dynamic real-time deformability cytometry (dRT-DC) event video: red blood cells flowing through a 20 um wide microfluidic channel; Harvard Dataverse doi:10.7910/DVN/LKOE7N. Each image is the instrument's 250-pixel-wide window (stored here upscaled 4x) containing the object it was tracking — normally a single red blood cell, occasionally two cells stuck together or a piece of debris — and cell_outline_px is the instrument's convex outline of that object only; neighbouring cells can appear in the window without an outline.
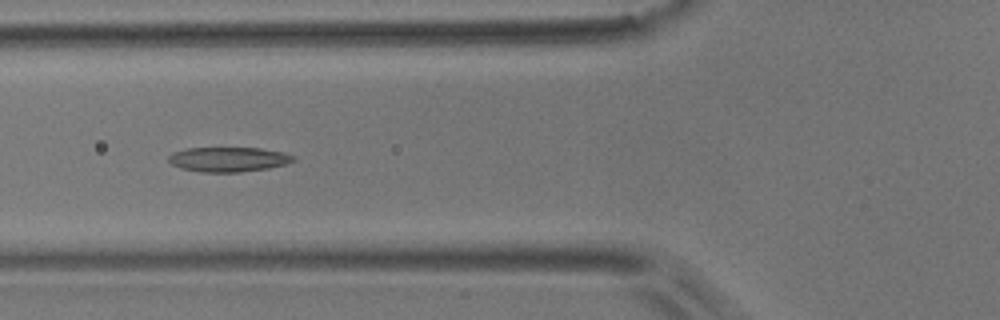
{"species": "common noctule bat (a hibernating species)", "species_latin": "Nyctalus noctula", "temperature_condition": "room temperature", "stored_images_in_passage": 14, "camera_frame_rate_fps": 3000, "um_per_image_px": 0.085, "animal": {"sex": "male", "body_mass_g": 17.9}, "frame": {"image": 1, "passage_image": 5, "time_ms": 5.667, "image_size_px": [1000, 320], "cell_outline_px": [[296, 160], [284, 164], [268, 168], [240, 172], [200, 172], [180, 168], [172, 164], [168, 160], [168, 156], [172, 152], [188, 148], [260, 148], [284, 152], [296, 156]], "centroid_in_image_um": [19.42, 13.54], "position_along_channel_um": 106.4, "area_um2": 18.03}}
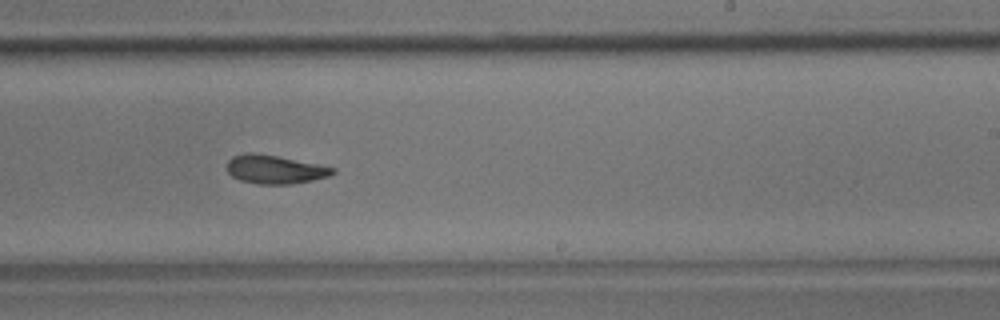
{"frame": {"image": 2, "passage_image": 9, "time_ms": 10.0, "image_size_px": [1000, 320], "cell_outline_px": [[336, 172], [328, 176], [312, 180], [292, 184], [256, 184], [240, 180], [232, 176], [228, 172], [228, 160], [232, 156], [248, 152], [252, 152], [276, 156], [320, 164], [336, 168]], "centroid_in_image_um": [23.37, 14.4], "position_along_channel_um": 265.6, "area_um2": 17.63}}
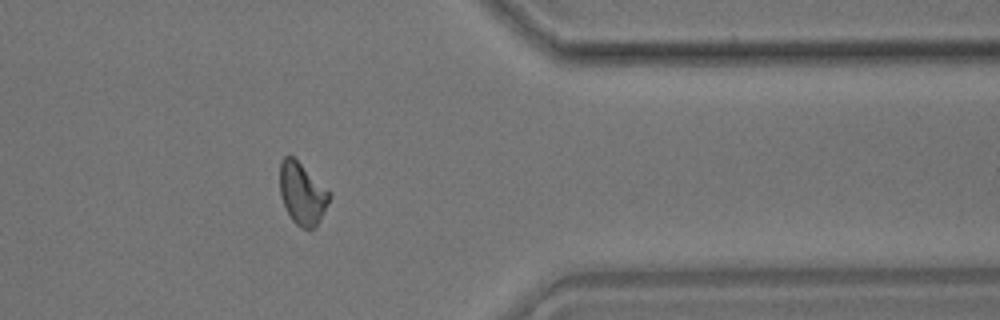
{"frame": {"image": 3, "passage_image": 12, "time_ms": 13.667, "image_size_px": [1000, 320], "cell_outline_px": [[332, 196], [316, 228], [300, 228], [292, 220], [280, 196], [280, 160], [288, 152], [332, 192]], "centroid_in_image_um": [25.7, 16.43], "position_along_channel_um": 385.7, "area_um2": 18.15}, "authors_computed_cell_mechanics": {"area_um2": 17.9469, "velocity_mm_per_s": 3.6765, "shape_relaxation_time_tau1_ms": 5.636, "shape_relaxation_time_tau2_ms": 3.1793, "deformation_change_tau1": 0.155, "deformation_change_tau2": 0.0711}}